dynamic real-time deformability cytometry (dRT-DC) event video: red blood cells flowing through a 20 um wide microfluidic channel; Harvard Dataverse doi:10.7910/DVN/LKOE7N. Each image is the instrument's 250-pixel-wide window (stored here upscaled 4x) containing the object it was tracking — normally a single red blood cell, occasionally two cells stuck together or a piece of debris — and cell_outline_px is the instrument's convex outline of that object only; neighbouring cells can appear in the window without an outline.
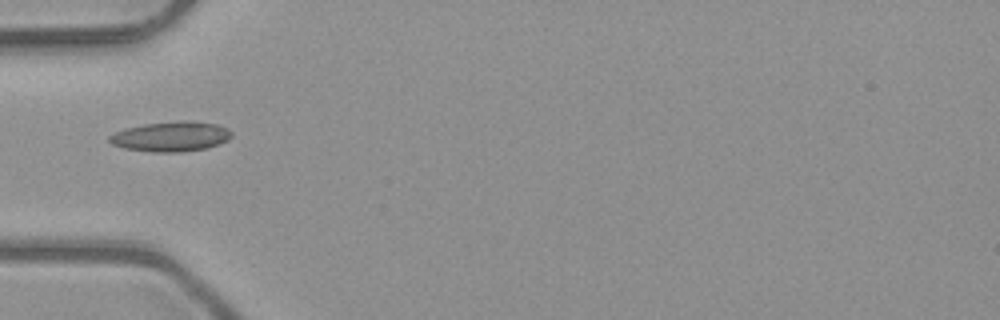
{"species": "common noctule bat (a hibernating species)", "species_latin": "Nyctalus noctula", "temperature_condition": "room temperature", "stored_images_in_passage": 2, "camera_frame_rate_fps": 3000, "um_per_image_px": 0.085, "animal": {"sex": "male", "body_mass_g": 23.1, "forearm_length_mm": 52.7}, "frame": {"image": 1, "passage_image": 1, "time_ms": 0.0, "image_size_px": [1000, 320], "cell_outline_px": [[232, 136], [228, 140], [208, 148], [180, 152], [152, 152], [124, 148], [112, 144], [108, 140], [108, 136], [124, 128], [144, 124], [180, 120], [188, 120], [216, 124], [228, 128], [232, 132]], "centroid_in_image_um": [14.54, 11.6], "position_along_channel_um": 70.5, "area_um2": 21.5}}
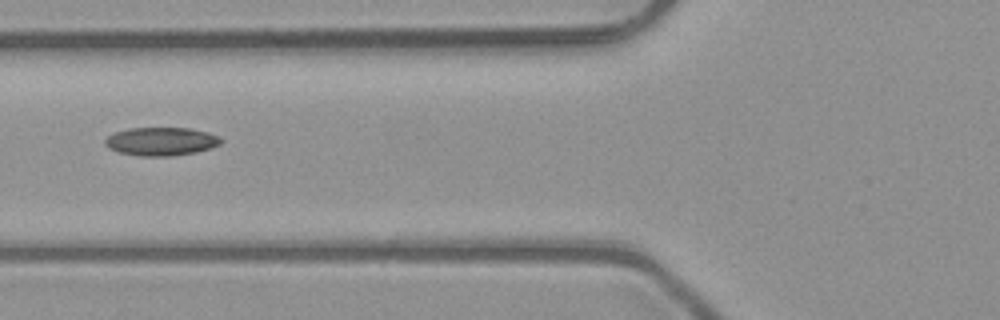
{"frame": {"image": 2, "passage_image": 2, "time_ms": 0.333, "image_size_px": [1000, 320], "cell_outline_px": [[224, 140], [220, 144], [212, 148], [196, 152], [172, 156], [140, 156], [120, 152], [108, 148], [104, 144], [104, 140], [108, 136], [116, 132], [128, 128], [188, 128], [208, 132], [220, 136]], "centroid_in_image_um": [13.73, 12.02], "position_along_channel_um": 112.1, "area_um2": 19.25}}